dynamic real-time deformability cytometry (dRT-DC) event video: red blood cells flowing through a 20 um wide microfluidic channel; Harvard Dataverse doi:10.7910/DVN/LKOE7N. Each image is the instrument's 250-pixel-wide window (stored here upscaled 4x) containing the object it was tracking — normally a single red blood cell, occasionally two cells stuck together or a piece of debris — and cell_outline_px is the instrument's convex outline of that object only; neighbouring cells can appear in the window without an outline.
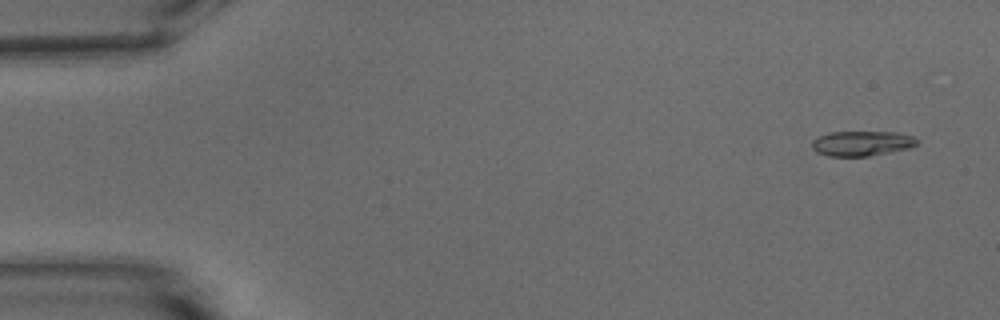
{"species": "common noctule bat (a hibernating species)", "species_latin": "Nyctalus noctula", "temperature_condition": "warm", "stored_images_in_passage": 52, "camera_frame_rate_fps": 3000, "um_per_image_px": 0.085, "animal": {"sex": "male", "body_mass_g": 15.6}, "frame": {"image": 1, "passage_image": 2, "time_ms": 0.333, "image_size_px": [1000, 320], "cell_outline_px": [[920, 140], [916, 144], [908, 148], [868, 156], [828, 156], [816, 152], [812, 148], [812, 140], [816, 136], [832, 132], [896, 132], [912, 136]], "centroid_in_image_um": [73.21, 12.18], "position_along_channel_um": 11.8, "area_um2": 15.26}}
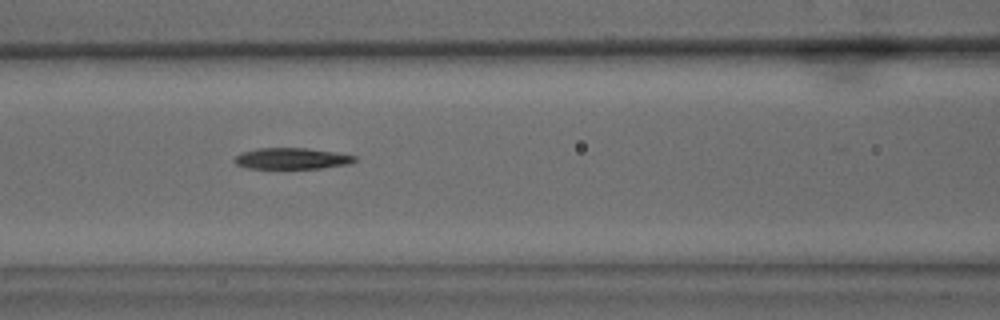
{"frame": {"image": 2, "passage_image": 22, "time_ms": 7.0, "image_size_px": [1000, 320], "cell_outline_px": [[356, 160], [348, 164], [320, 168], [248, 168], [236, 164], [232, 160], [240, 152], [256, 148], [308, 148], [336, 152], [356, 156]], "centroid_in_image_um": [24.76, 13.46], "position_along_channel_um": 141.8, "area_um2": 14.85}}
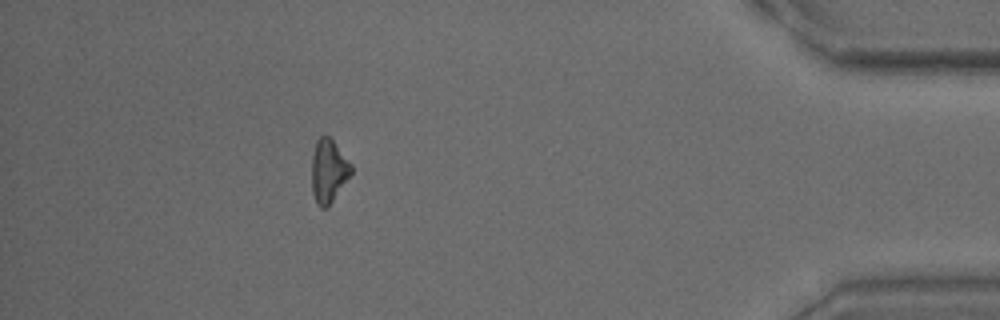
{"frame": {"image": 3, "passage_image": 47, "time_ms": 15.333, "image_size_px": [1000, 320], "cell_outline_px": [[352, 172], [328, 208], [320, 208], [316, 204], [312, 192], [312, 156], [316, 140], [320, 136], [328, 136], [332, 140], [352, 164]], "centroid_in_image_um": [27.91, 14.56], "position_along_channel_um": 407.3, "area_um2": 14.57}, "authors_computed_cell_mechanics": {"area_um2": 15.2592, "velocity_mm_per_s": 3.7881, "shape_relaxation_time_tau1_ms": 6.4828, "shape_relaxation_time_tau2_ms": null, "deformation_change_tau1": 0.2046, "deformation_change_tau2": null}}